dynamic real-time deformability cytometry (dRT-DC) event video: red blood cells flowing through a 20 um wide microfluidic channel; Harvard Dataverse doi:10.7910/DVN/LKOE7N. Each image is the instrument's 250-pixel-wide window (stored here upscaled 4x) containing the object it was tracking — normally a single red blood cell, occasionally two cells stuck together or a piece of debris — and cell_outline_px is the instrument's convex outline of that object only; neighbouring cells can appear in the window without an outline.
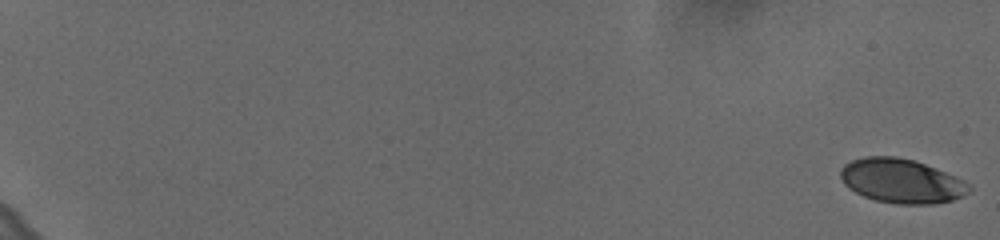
{"species": "human", "species_latin": "Homo sapiens", "temperature_condition": "cold", "stored_images_in_passage": 26, "camera_frame_rate_fps": 3000, "um_per_image_px": 0.085, "donor": {"sex": "female"}, "frame": {"image": 1, "passage_image": 1, "time_ms": 0.0, "image_size_px": [1000, 240], "cell_outline_px": [[972, 192], [952, 200], [932, 204], [896, 204], [876, 200], [864, 196], [848, 188], [844, 184], [840, 176], [840, 168], [844, 164], [852, 160], [864, 156], [896, 156], [912, 160], [924, 164], [956, 176], [964, 180], [972, 188]], "centroid_in_image_um": [76.62, 15.38], "position_along_channel_um": 8.4, "area_um2": 33.23}}
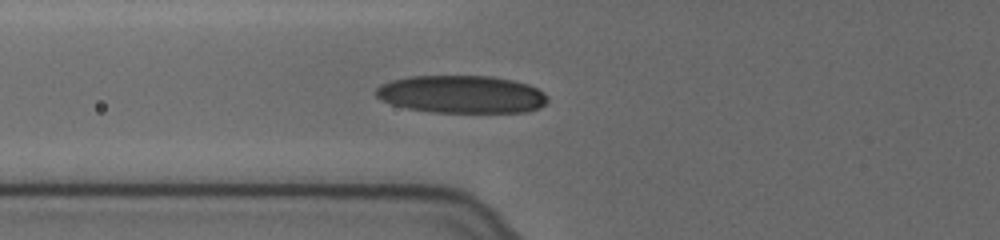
{"frame": {"image": 2, "passage_image": 22, "time_ms": 7.0, "image_size_px": [1000, 240], "cell_outline_px": [[548, 100], [540, 108], [528, 112], [432, 112], [408, 108], [392, 104], [380, 100], [372, 92], [380, 84], [392, 80], [408, 76], [488, 76], [512, 80], [528, 84], [544, 92]], "centroid_in_image_um": [39.2, 8.02], "position_along_channel_um": 86.6, "area_um2": 37.86}}
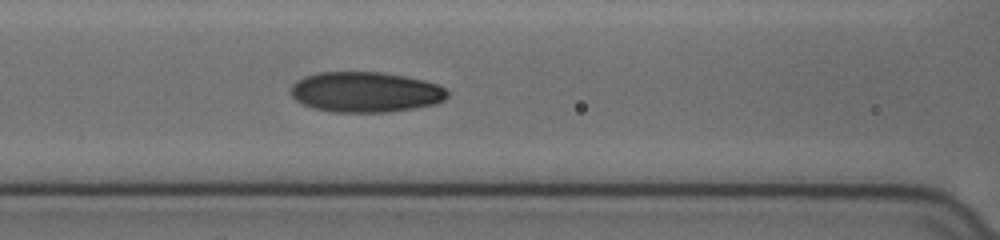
{"frame": {"image": 3, "passage_image": 26, "time_ms": 8.333, "image_size_px": [1000, 240], "cell_outline_px": [[448, 96], [444, 100], [436, 104], [416, 108], [388, 112], [332, 112], [312, 108], [296, 100], [288, 92], [292, 84], [296, 80], [304, 76], [316, 72], [380, 72], [404, 76], [424, 80], [436, 84], [444, 88], [448, 92]], "centroid_in_image_um": [31.04, 7.83], "position_along_channel_um": 135.6, "area_um2": 37.17}}